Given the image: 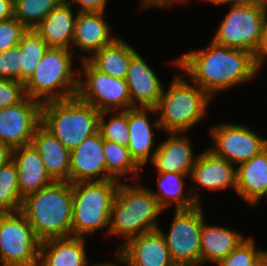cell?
Wrapping results in <instances>:
<instances>
[{
  "mask_svg": "<svg viewBox=\"0 0 267 266\" xmlns=\"http://www.w3.org/2000/svg\"><path fill=\"white\" fill-rule=\"evenodd\" d=\"M107 180V166L103 151V138L99 132L70 151L69 182Z\"/></svg>",
  "mask_w": 267,
  "mask_h": 266,
  "instance_id": "cell-15",
  "label": "cell"
},
{
  "mask_svg": "<svg viewBox=\"0 0 267 266\" xmlns=\"http://www.w3.org/2000/svg\"><path fill=\"white\" fill-rule=\"evenodd\" d=\"M190 179L208 190L237 189L236 167L227 159L205 149L199 154L192 167Z\"/></svg>",
  "mask_w": 267,
  "mask_h": 266,
  "instance_id": "cell-18",
  "label": "cell"
},
{
  "mask_svg": "<svg viewBox=\"0 0 267 266\" xmlns=\"http://www.w3.org/2000/svg\"><path fill=\"white\" fill-rule=\"evenodd\" d=\"M116 250V258L125 266H176L159 229L130 238Z\"/></svg>",
  "mask_w": 267,
  "mask_h": 266,
  "instance_id": "cell-14",
  "label": "cell"
},
{
  "mask_svg": "<svg viewBox=\"0 0 267 266\" xmlns=\"http://www.w3.org/2000/svg\"><path fill=\"white\" fill-rule=\"evenodd\" d=\"M27 30L15 17L0 21V53L17 46Z\"/></svg>",
  "mask_w": 267,
  "mask_h": 266,
  "instance_id": "cell-35",
  "label": "cell"
},
{
  "mask_svg": "<svg viewBox=\"0 0 267 266\" xmlns=\"http://www.w3.org/2000/svg\"><path fill=\"white\" fill-rule=\"evenodd\" d=\"M12 148L0 142V168L12 160Z\"/></svg>",
  "mask_w": 267,
  "mask_h": 266,
  "instance_id": "cell-42",
  "label": "cell"
},
{
  "mask_svg": "<svg viewBox=\"0 0 267 266\" xmlns=\"http://www.w3.org/2000/svg\"><path fill=\"white\" fill-rule=\"evenodd\" d=\"M80 68L86 77L79 74L76 96L100 112L125 111L131 108L127 82L95 69L86 59H81Z\"/></svg>",
  "mask_w": 267,
  "mask_h": 266,
  "instance_id": "cell-10",
  "label": "cell"
},
{
  "mask_svg": "<svg viewBox=\"0 0 267 266\" xmlns=\"http://www.w3.org/2000/svg\"><path fill=\"white\" fill-rule=\"evenodd\" d=\"M103 151L107 166V180H120L128 174L140 176L142 169L131 158L129 149L116 142L103 139ZM135 175V176H134Z\"/></svg>",
  "mask_w": 267,
  "mask_h": 266,
  "instance_id": "cell-29",
  "label": "cell"
},
{
  "mask_svg": "<svg viewBox=\"0 0 267 266\" xmlns=\"http://www.w3.org/2000/svg\"><path fill=\"white\" fill-rule=\"evenodd\" d=\"M164 211L151 189L119 183L110 214L109 235L130 238L159 228L158 217Z\"/></svg>",
  "mask_w": 267,
  "mask_h": 266,
  "instance_id": "cell-3",
  "label": "cell"
},
{
  "mask_svg": "<svg viewBox=\"0 0 267 266\" xmlns=\"http://www.w3.org/2000/svg\"><path fill=\"white\" fill-rule=\"evenodd\" d=\"M267 256V250L256 249L252 237L243 240L226 258L216 266H256Z\"/></svg>",
  "mask_w": 267,
  "mask_h": 266,
  "instance_id": "cell-34",
  "label": "cell"
},
{
  "mask_svg": "<svg viewBox=\"0 0 267 266\" xmlns=\"http://www.w3.org/2000/svg\"><path fill=\"white\" fill-rule=\"evenodd\" d=\"M265 20V5L230 6L212 41L250 51L257 57L263 44Z\"/></svg>",
  "mask_w": 267,
  "mask_h": 266,
  "instance_id": "cell-8",
  "label": "cell"
},
{
  "mask_svg": "<svg viewBox=\"0 0 267 266\" xmlns=\"http://www.w3.org/2000/svg\"><path fill=\"white\" fill-rule=\"evenodd\" d=\"M26 97L23 82L0 78V109L16 105Z\"/></svg>",
  "mask_w": 267,
  "mask_h": 266,
  "instance_id": "cell-37",
  "label": "cell"
},
{
  "mask_svg": "<svg viewBox=\"0 0 267 266\" xmlns=\"http://www.w3.org/2000/svg\"><path fill=\"white\" fill-rule=\"evenodd\" d=\"M14 17L13 0H0V21Z\"/></svg>",
  "mask_w": 267,
  "mask_h": 266,
  "instance_id": "cell-41",
  "label": "cell"
},
{
  "mask_svg": "<svg viewBox=\"0 0 267 266\" xmlns=\"http://www.w3.org/2000/svg\"><path fill=\"white\" fill-rule=\"evenodd\" d=\"M188 266H205V265H201V264H200V265H188Z\"/></svg>",
  "mask_w": 267,
  "mask_h": 266,
  "instance_id": "cell-47",
  "label": "cell"
},
{
  "mask_svg": "<svg viewBox=\"0 0 267 266\" xmlns=\"http://www.w3.org/2000/svg\"><path fill=\"white\" fill-rule=\"evenodd\" d=\"M116 261H118V265L116 262H106V263H95L92 266H120L119 264H121V266L123 265L122 262L119 261V259L116 258Z\"/></svg>",
  "mask_w": 267,
  "mask_h": 266,
  "instance_id": "cell-44",
  "label": "cell"
},
{
  "mask_svg": "<svg viewBox=\"0 0 267 266\" xmlns=\"http://www.w3.org/2000/svg\"><path fill=\"white\" fill-rule=\"evenodd\" d=\"M147 112L152 113V116H157L155 108L133 107L128 109L130 143L127 148L131 158L142 170L149 161L152 162L158 149V145H154L153 129L161 130L159 121L155 120L151 123ZM151 149L153 150L151 151Z\"/></svg>",
  "mask_w": 267,
  "mask_h": 266,
  "instance_id": "cell-16",
  "label": "cell"
},
{
  "mask_svg": "<svg viewBox=\"0 0 267 266\" xmlns=\"http://www.w3.org/2000/svg\"><path fill=\"white\" fill-rule=\"evenodd\" d=\"M73 54L74 49L49 48L24 83L26 96L41 103L75 97L79 74L73 69Z\"/></svg>",
  "mask_w": 267,
  "mask_h": 266,
  "instance_id": "cell-6",
  "label": "cell"
},
{
  "mask_svg": "<svg viewBox=\"0 0 267 266\" xmlns=\"http://www.w3.org/2000/svg\"><path fill=\"white\" fill-rule=\"evenodd\" d=\"M256 266H267V256Z\"/></svg>",
  "mask_w": 267,
  "mask_h": 266,
  "instance_id": "cell-45",
  "label": "cell"
},
{
  "mask_svg": "<svg viewBox=\"0 0 267 266\" xmlns=\"http://www.w3.org/2000/svg\"><path fill=\"white\" fill-rule=\"evenodd\" d=\"M31 144L38 151L47 173L54 181H69L70 151L40 124Z\"/></svg>",
  "mask_w": 267,
  "mask_h": 266,
  "instance_id": "cell-22",
  "label": "cell"
},
{
  "mask_svg": "<svg viewBox=\"0 0 267 266\" xmlns=\"http://www.w3.org/2000/svg\"><path fill=\"white\" fill-rule=\"evenodd\" d=\"M20 47L14 46L0 53V78L21 81Z\"/></svg>",
  "mask_w": 267,
  "mask_h": 266,
  "instance_id": "cell-36",
  "label": "cell"
},
{
  "mask_svg": "<svg viewBox=\"0 0 267 266\" xmlns=\"http://www.w3.org/2000/svg\"><path fill=\"white\" fill-rule=\"evenodd\" d=\"M158 192L151 190L157 199L159 206L165 210L167 207L175 204L177 209H191L201 204L200 197L195 187L189 188V192H184V179L186 174L174 172L158 173ZM186 193V194H185Z\"/></svg>",
  "mask_w": 267,
  "mask_h": 266,
  "instance_id": "cell-27",
  "label": "cell"
},
{
  "mask_svg": "<svg viewBox=\"0 0 267 266\" xmlns=\"http://www.w3.org/2000/svg\"><path fill=\"white\" fill-rule=\"evenodd\" d=\"M119 183L105 180L72 184V236L85 238L106 227L108 232Z\"/></svg>",
  "mask_w": 267,
  "mask_h": 266,
  "instance_id": "cell-7",
  "label": "cell"
},
{
  "mask_svg": "<svg viewBox=\"0 0 267 266\" xmlns=\"http://www.w3.org/2000/svg\"><path fill=\"white\" fill-rule=\"evenodd\" d=\"M23 198L18 187V173L13 160L0 168V212L21 209Z\"/></svg>",
  "mask_w": 267,
  "mask_h": 266,
  "instance_id": "cell-32",
  "label": "cell"
},
{
  "mask_svg": "<svg viewBox=\"0 0 267 266\" xmlns=\"http://www.w3.org/2000/svg\"><path fill=\"white\" fill-rule=\"evenodd\" d=\"M136 52L118 36L111 44L95 51L86 60L98 71L125 80L129 62Z\"/></svg>",
  "mask_w": 267,
  "mask_h": 266,
  "instance_id": "cell-28",
  "label": "cell"
},
{
  "mask_svg": "<svg viewBox=\"0 0 267 266\" xmlns=\"http://www.w3.org/2000/svg\"><path fill=\"white\" fill-rule=\"evenodd\" d=\"M200 205L191 209H175L169 234L158 228L176 266L200 265V235L205 219Z\"/></svg>",
  "mask_w": 267,
  "mask_h": 266,
  "instance_id": "cell-11",
  "label": "cell"
},
{
  "mask_svg": "<svg viewBox=\"0 0 267 266\" xmlns=\"http://www.w3.org/2000/svg\"><path fill=\"white\" fill-rule=\"evenodd\" d=\"M111 111L100 112L98 119V132L104 140L116 142L122 146L128 147L130 143L128 127V109L125 111L113 112L111 118L105 120L106 115Z\"/></svg>",
  "mask_w": 267,
  "mask_h": 266,
  "instance_id": "cell-33",
  "label": "cell"
},
{
  "mask_svg": "<svg viewBox=\"0 0 267 266\" xmlns=\"http://www.w3.org/2000/svg\"><path fill=\"white\" fill-rule=\"evenodd\" d=\"M265 10H266V20L264 26H267V4L265 5Z\"/></svg>",
  "mask_w": 267,
  "mask_h": 266,
  "instance_id": "cell-46",
  "label": "cell"
},
{
  "mask_svg": "<svg viewBox=\"0 0 267 266\" xmlns=\"http://www.w3.org/2000/svg\"><path fill=\"white\" fill-rule=\"evenodd\" d=\"M40 243L20 210L0 212V266H38Z\"/></svg>",
  "mask_w": 267,
  "mask_h": 266,
  "instance_id": "cell-9",
  "label": "cell"
},
{
  "mask_svg": "<svg viewBox=\"0 0 267 266\" xmlns=\"http://www.w3.org/2000/svg\"><path fill=\"white\" fill-rule=\"evenodd\" d=\"M188 0H141L140 9H147L149 7H161V8H171L177 3H186Z\"/></svg>",
  "mask_w": 267,
  "mask_h": 266,
  "instance_id": "cell-39",
  "label": "cell"
},
{
  "mask_svg": "<svg viewBox=\"0 0 267 266\" xmlns=\"http://www.w3.org/2000/svg\"><path fill=\"white\" fill-rule=\"evenodd\" d=\"M267 26H264V39L259 55L257 56L259 65L262 66L267 61ZM263 63V64H262Z\"/></svg>",
  "mask_w": 267,
  "mask_h": 266,
  "instance_id": "cell-43",
  "label": "cell"
},
{
  "mask_svg": "<svg viewBox=\"0 0 267 266\" xmlns=\"http://www.w3.org/2000/svg\"><path fill=\"white\" fill-rule=\"evenodd\" d=\"M236 193L248 204L257 205L267 191V148L236 167Z\"/></svg>",
  "mask_w": 267,
  "mask_h": 266,
  "instance_id": "cell-25",
  "label": "cell"
},
{
  "mask_svg": "<svg viewBox=\"0 0 267 266\" xmlns=\"http://www.w3.org/2000/svg\"><path fill=\"white\" fill-rule=\"evenodd\" d=\"M245 239L237 230L207 225L204 219L200 235V264L204 265L208 261L215 264L226 258Z\"/></svg>",
  "mask_w": 267,
  "mask_h": 266,
  "instance_id": "cell-26",
  "label": "cell"
},
{
  "mask_svg": "<svg viewBox=\"0 0 267 266\" xmlns=\"http://www.w3.org/2000/svg\"><path fill=\"white\" fill-rule=\"evenodd\" d=\"M100 111L77 96L42 103L41 124L69 150L98 132Z\"/></svg>",
  "mask_w": 267,
  "mask_h": 266,
  "instance_id": "cell-5",
  "label": "cell"
},
{
  "mask_svg": "<svg viewBox=\"0 0 267 266\" xmlns=\"http://www.w3.org/2000/svg\"><path fill=\"white\" fill-rule=\"evenodd\" d=\"M204 1V0H203ZM205 2H209L210 4L218 5H226L230 4L231 6L234 5H266L267 0H205Z\"/></svg>",
  "mask_w": 267,
  "mask_h": 266,
  "instance_id": "cell-40",
  "label": "cell"
},
{
  "mask_svg": "<svg viewBox=\"0 0 267 266\" xmlns=\"http://www.w3.org/2000/svg\"><path fill=\"white\" fill-rule=\"evenodd\" d=\"M168 134V139L158 144L151 165L155 166L157 173L174 172L190 177L198 156L193 153L191 140L183 132Z\"/></svg>",
  "mask_w": 267,
  "mask_h": 266,
  "instance_id": "cell-19",
  "label": "cell"
},
{
  "mask_svg": "<svg viewBox=\"0 0 267 266\" xmlns=\"http://www.w3.org/2000/svg\"><path fill=\"white\" fill-rule=\"evenodd\" d=\"M72 10L73 7L64 1L34 28L49 48H72L78 12L73 16Z\"/></svg>",
  "mask_w": 267,
  "mask_h": 266,
  "instance_id": "cell-24",
  "label": "cell"
},
{
  "mask_svg": "<svg viewBox=\"0 0 267 266\" xmlns=\"http://www.w3.org/2000/svg\"><path fill=\"white\" fill-rule=\"evenodd\" d=\"M67 4L78 5L79 9L76 8L78 12H105V7L107 6L108 0H64Z\"/></svg>",
  "mask_w": 267,
  "mask_h": 266,
  "instance_id": "cell-38",
  "label": "cell"
},
{
  "mask_svg": "<svg viewBox=\"0 0 267 266\" xmlns=\"http://www.w3.org/2000/svg\"><path fill=\"white\" fill-rule=\"evenodd\" d=\"M209 134L214 142L209 149L233 165L246 162L267 148V140L246 125L219 123Z\"/></svg>",
  "mask_w": 267,
  "mask_h": 266,
  "instance_id": "cell-12",
  "label": "cell"
},
{
  "mask_svg": "<svg viewBox=\"0 0 267 266\" xmlns=\"http://www.w3.org/2000/svg\"><path fill=\"white\" fill-rule=\"evenodd\" d=\"M207 48L181 54L172 63L212 98L221 90L255 78L261 66L250 51L220 45L211 40Z\"/></svg>",
  "mask_w": 267,
  "mask_h": 266,
  "instance_id": "cell-1",
  "label": "cell"
},
{
  "mask_svg": "<svg viewBox=\"0 0 267 266\" xmlns=\"http://www.w3.org/2000/svg\"><path fill=\"white\" fill-rule=\"evenodd\" d=\"M84 237L70 236L40 243L38 266H88Z\"/></svg>",
  "mask_w": 267,
  "mask_h": 266,
  "instance_id": "cell-23",
  "label": "cell"
},
{
  "mask_svg": "<svg viewBox=\"0 0 267 266\" xmlns=\"http://www.w3.org/2000/svg\"><path fill=\"white\" fill-rule=\"evenodd\" d=\"M72 183L54 181L23 198L20 211L40 242L72 236Z\"/></svg>",
  "mask_w": 267,
  "mask_h": 266,
  "instance_id": "cell-2",
  "label": "cell"
},
{
  "mask_svg": "<svg viewBox=\"0 0 267 266\" xmlns=\"http://www.w3.org/2000/svg\"><path fill=\"white\" fill-rule=\"evenodd\" d=\"M12 160L17 168L18 187L22 198L54 182L32 144L13 148Z\"/></svg>",
  "mask_w": 267,
  "mask_h": 266,
  "instance_id": "cell-21",
  "label": "cell"
},
{
  "mask_svg": "<svg viewBox=\"0 0 267 266\" xmlns=\"http://www.w3.org/2000/svg\"><path fill=\"white\" fill-rule=\"evenodd\" d=\"M42 103L28 96L16 105L0 109V142L12 149L31 144L41 124Z\"/></svg>",
  "mask_w": 267,
  "mask_h": 266,
  "instance_id": "cell-13",
  "label": "cell"
},
{
  "mask_svg": "<svg viewBox=\"0 0 267 266\" xmlns=\"http://www.w3.org/2000/svg\"><path fill=\"white\" fill-rule=\"evenodd\" d=\"M21 82L25 83L34 73L38 63L49 49L46 42L35 32L28 29L20 42Z\"/></svg>",
  "mask_w": 267,
  "mask_h": 266,
  "instance_id": "cell-30",
  "label": "cell"
},
{
  "mask_svg": "<svg viewBox=\"0 0 267 266\" xmlns=\"http://www.w3.org/2000/svg\"><path fill=\"white\" fill-rule=\"evenodd\" d=\"M212 97L196 83L175 75L168 90L162 91L155 107L163 131L186 133L205 117Z\"/></svg>",
  "mask_w": 267,
  "mask_h": 266,
  "instance_id": "cell-4",
  "label": "cell"
},
{
  "mask_svg": "<svg viewBox=\"0 0 267 266\" xmlns=\"http://www.w3.org/2000/svg\"><path fill=\"white\" fill-rule=\"evenodd\" d=\"M131 108H155L164 86L138 51L131 57L126 79Z\"/></svg>",
  "mask_w": 267,
  "mask_h": 266,
  "instance_id": "cell-17",
  "label": "cell"
},
{
  "mask_svg": "<svg viewBox=\"0 0 267 266\" xmlns=\"http://www.w3.org/2000/svg\"><path fill=\"white\" fill-rule=\"evenodd\" d=\"M64 0H13L14 17L27 29H34Z\"/></svg>",
  "mask_w": 267,
  "mask_h": 266,
  "instance_id": "cell-31",
  "label": "cell"
},
{
  "mask_svg": "<svg viewBox=\"0 0 267 266\" xmlns=\"http://www.w3.org/2000/svg\"><path fill=\"white\" fill-rule=\"evenodd\" d=\"M104 16V12H77L72 47L76 46L89 55L83 58V55L79 54L80 58L87 59L118 37L111 35V25L104 20Z\"/></svg>",
  "mask_w": 267,
  "mask_h": 266,
  "instance_id": "cell-20",
  "label": "cell"
}]
</instances>
